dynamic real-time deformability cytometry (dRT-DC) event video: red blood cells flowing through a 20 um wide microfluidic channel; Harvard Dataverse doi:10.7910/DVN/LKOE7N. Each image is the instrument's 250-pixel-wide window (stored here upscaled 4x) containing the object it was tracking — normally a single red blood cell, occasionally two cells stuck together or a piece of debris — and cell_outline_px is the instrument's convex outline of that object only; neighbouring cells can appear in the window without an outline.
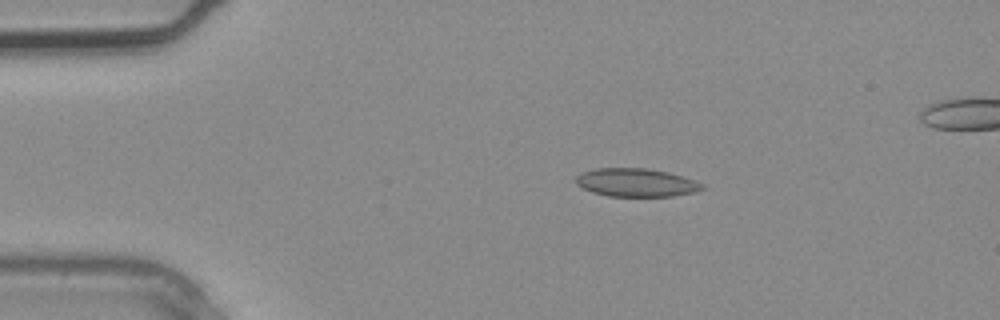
{"species": "common noctule bat (a hibernating species)", "species_latin": "Nyctalus noctula", "temperature_condition": "warm", "stored_images_in_passage": 2, "camera_frame_rate_fps": 3000, "um_per_image_px": 0.085, "animal": {"sex": "male", "body_mass_g": 20.4}, "frame": {"image": 1, "passage_image": 2, "time_ms": 0.333, "image_size_px": [1000, 320], "cell_outline_px": [[708, 188], [696, 192], [672, 196], [608, 196], [592, 192], [576, 184], [576, 176], [580, 172], [596, 168], [648, 168], [668, 172], [684, 176], [696, 180], [704, 184]], "centroid_in_image_um": [54.13, 15.51], "position_along_channel_um": 30.9, "area_um2": 21.1}}